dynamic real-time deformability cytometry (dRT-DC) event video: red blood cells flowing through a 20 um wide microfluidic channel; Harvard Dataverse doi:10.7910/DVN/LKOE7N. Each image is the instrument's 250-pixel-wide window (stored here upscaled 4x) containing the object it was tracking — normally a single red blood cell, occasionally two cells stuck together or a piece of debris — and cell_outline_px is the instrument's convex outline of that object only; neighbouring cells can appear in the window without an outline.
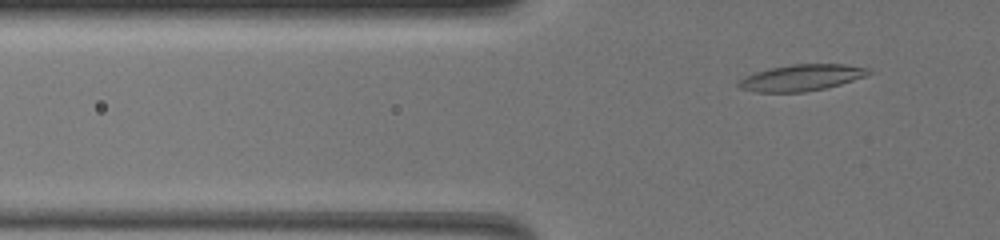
{"species": "common noctule bat (a hibernating species)", "species_latin": "Nyctalus noctula", "temperature_condition": "warm", "stored_images_in_passage": 50, "camera_frame_rate_fps": 3000, "um_per_image_px": 0.085, "animal": {"sex": "female", "body_mass_g": 19.5, "forearm_length_mm": 54.1}, "frame": {"image": 1, "passage_image": 6, "time_ms": 1.667, "image_size_px": [1000, 240], "cell_outline_px": [[872, 72], [864, 76], [840, 84], [824, 88], [804, 92], [756, 92], [740, 88], [736, 84], [744, 76], [756, 72], [772, 68], [792, 64], [844, 64], [868, 68]], "centroid_in_image_um": [68.1, 6.6], "position_along_channel_um": 57.7, "area_um2": 19.71}}
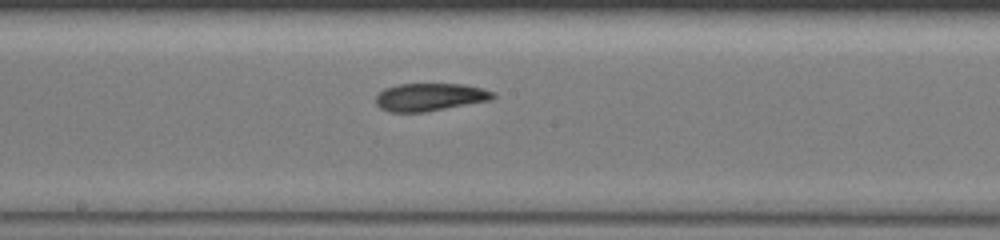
{"frame": {"image": 2, "passage_image": 22, "time_ms": 7.0, "image_size_px": [1000, 240], "cell_outline_px": [[496, 96], [492, 100], [424, 112], [388, 112], [380, 108], [376, 104], [376, 96], [384, 88], [400, 84], [464, 84], [480, 88], [492, 92]], "centroid_in_image_um": [36.52, 8.25], "position_along_channel_um": 211.7, "area_um2": 18.9}}
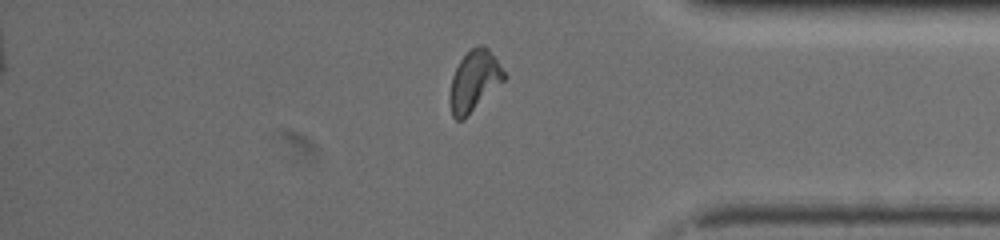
{"frame": {"image": 3, "passage_image": 40, "time_ms": 13.0, "image_size_px": [1000, 240], "cell_outline_px": [[508, 76], [464, 120], [456, 120], [452, 116], [448, 100], [452, 76], [460, 60], [472, 48], [480, 44], [484, 44], [488, 48]], "centroid_in_image_um": [40.29, 6.9], "position_along_channel_um": 394.9, "area_um2": 19.25}}